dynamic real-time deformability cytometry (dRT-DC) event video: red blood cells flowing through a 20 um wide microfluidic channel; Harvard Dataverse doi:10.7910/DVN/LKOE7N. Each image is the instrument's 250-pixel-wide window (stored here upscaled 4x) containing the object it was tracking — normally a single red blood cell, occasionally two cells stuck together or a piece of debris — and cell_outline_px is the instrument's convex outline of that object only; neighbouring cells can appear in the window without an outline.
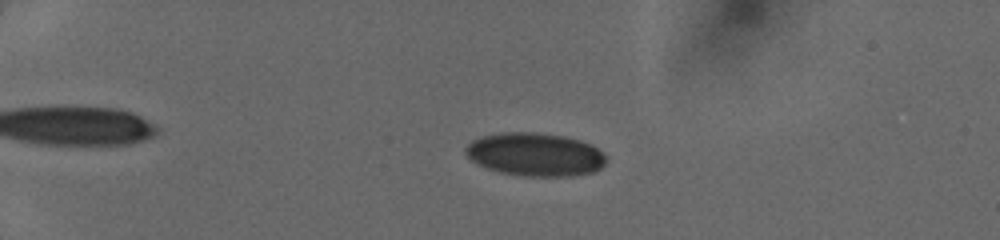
{"species": "human", "species_latin": "Homo sapiens", "temperature_condition": "cold", "stored_images_in_passage": 51, "camera_frame_rate_fps": 3000, "um_per_image_px": 0.085, "donor": {"sex": "female"}, "frame": {"image": 1, "passage_image": 14, "time_ms": 4.333, "image_size_px": [1000, 240], "cell_outline_px": [[608, 160], [596, 172], [568, 176], [524, 176], [500, 172], [476, 164], [464, 152], [464, 148], [472, 140], [484, 136], [500, 132], [536, 132], [564, 136], [580, 140], [592, 144]], "centroid_in_image_um": [45.48, 13.12], "position_along_channel_um": 39.5, "area_um2": 35.49}}
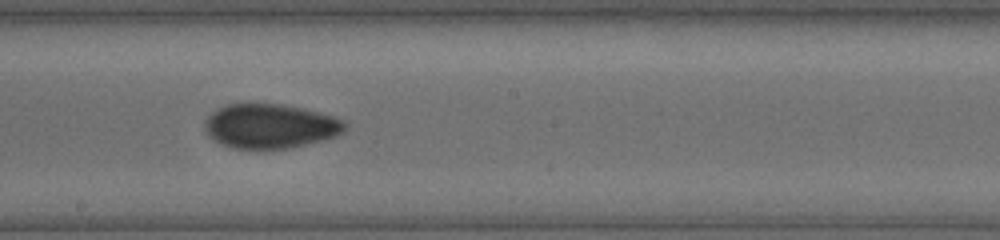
{"frame": {"image": 2, "passage_image": 32, "time_ms": 10.333, "image_size_px": [1000, 240], "cell_outline_px": [[348, 128], [344, 132], [336, 136], [324, 140], [292, 148], [256, 152], [232, 148], [220, 144], [212, 140], [204, 132], [204, 120], [216, 108], [228, 104], [280, 104], [304, 108], [336, 116], [344, 120], [348, 124]], "centroid_in_image_um": [22.96, 10.76], "position_along_channel_um": 225.2, "area_um2": 37.74}}
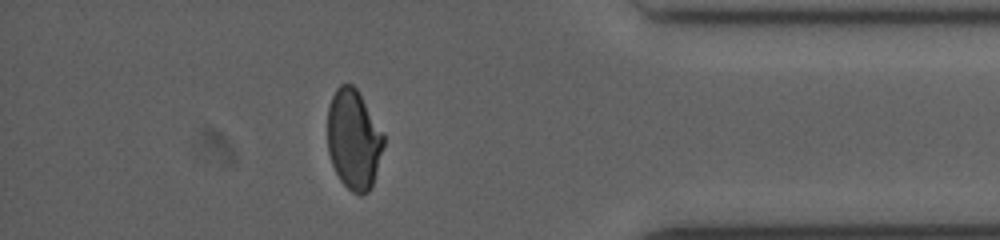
{"frame": {"image": 3, "passage_image": 46, "time_ms": 15.0, "image_size_px": [1000, 240], "cell_outline_px": [[384, 144], [372, 184], [368, 192], [360, 196], [352, 192], [340, 180], [332, 164], [328, 152], [328, 108], [332, 96], [336, 88], [340, 84], [352, 84], [356, 88], [384, 136]], "centroid_in_image_um": [30.04, 11.86], "position_along_channel_um": 405.2, "area_um2": 32.19}}